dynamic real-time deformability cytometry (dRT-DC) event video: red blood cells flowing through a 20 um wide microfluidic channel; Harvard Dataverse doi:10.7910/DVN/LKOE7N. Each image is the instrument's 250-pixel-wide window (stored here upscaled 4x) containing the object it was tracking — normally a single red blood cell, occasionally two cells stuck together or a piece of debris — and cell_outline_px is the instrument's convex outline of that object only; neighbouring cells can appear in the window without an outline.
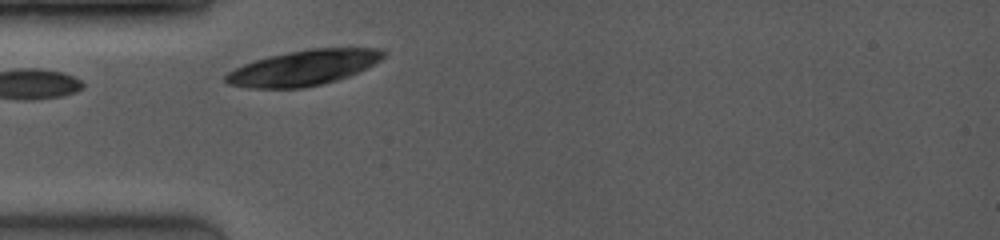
{"species": "common noctule bat (a hibernating species)", "species_latin": "Nyctalus noctula", "temperature_condition": "room temperature", "stored_images_in_passage": 1, "camera_frame_rate_fps": 4000, "um_per_image_px": 0.085, "animal": {"sex": "female", "body_mass_g": 19.0, "forearm_length_mm": 53.3}, "frame": {"image": 1, "passage_image": 1, "time_ms": 0.0, "image_size_px": [1000, 240], "cell_outline_px": [[384, 56], [380, 60], [348, 76], [336, 80], [304, 88], [248, 88], [228, 84], [224, 80], [224, 76], [228, 72], [244, 64], [256, 60], [272, 56], [312, 48], [376, 48], [384, 52]], "centroid_in_image_um": [25.75, 5.77], "position_along_channel_um": 59.2, "area_um2": 31.79}}